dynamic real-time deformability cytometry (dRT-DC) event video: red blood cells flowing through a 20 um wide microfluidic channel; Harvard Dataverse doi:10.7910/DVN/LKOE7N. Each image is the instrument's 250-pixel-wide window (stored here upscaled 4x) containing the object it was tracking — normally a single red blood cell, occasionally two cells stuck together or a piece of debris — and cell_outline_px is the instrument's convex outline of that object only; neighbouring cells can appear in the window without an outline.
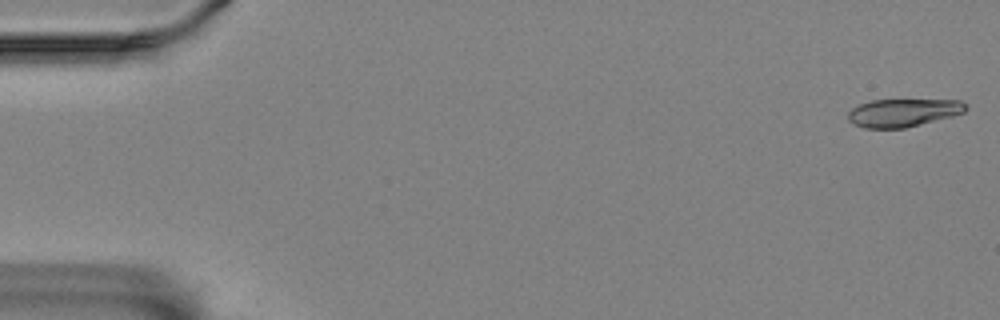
{"species": "Egyptian fruit bat (a non-hibernating species)", "species_latin": "Rousettus aegyptiacus", "temperature_condition": "room temperature", "stored_images_in_passage": 5, "camera_frame_rate_fps": 3000, "um_per_image_px": 0.085, "animal": {"sex": "female"}, "frame": {"image": 1, "passage_image": 1, "time_ms": 0.0, "image_size_px": [1000, 320], "cell_outline_px": [[968, 108], [964, 112], [952, 116], [904, 128], [864, 128], [848, 120], [848, 112], [852, 108], [860, 104], [872, 100], [960, 100], [968, 104]], "centroid_in_image_um": [76.79, 9.57], "position_along_channel_um": 8.2, "area_um2": 19.07}}